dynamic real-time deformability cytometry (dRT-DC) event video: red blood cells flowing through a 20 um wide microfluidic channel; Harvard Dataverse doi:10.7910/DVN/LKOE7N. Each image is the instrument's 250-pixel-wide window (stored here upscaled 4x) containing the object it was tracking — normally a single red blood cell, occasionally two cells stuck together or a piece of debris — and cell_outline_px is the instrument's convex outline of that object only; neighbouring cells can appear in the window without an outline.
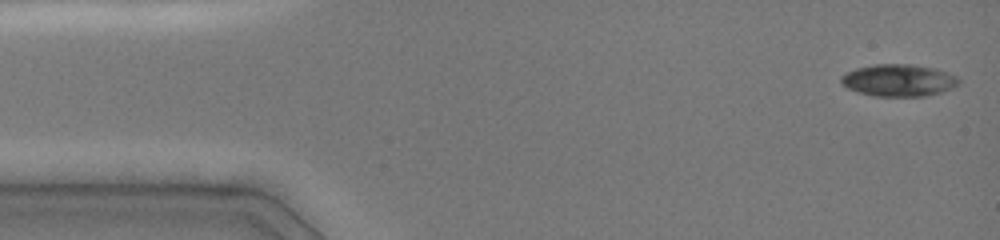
{"species": "common noctule bat (a hibernating species)", "species_latin": "Nyctalus noctula", "temperature_condition": "cold", "stored_images_in_passage": 43, "camera_frame_rate_fps": 3000, "um_per_image_px": 0.085, "animal": {"sex": "female", "body_mass_g": 19.0, "forearm_length_mm": 51.5}, "frame": {"image": 1, "passage_image": 1, "time_ms": 0.0, "image_size_px": [1000, 240], "cell_outline_px": [[960, 84], [952, 88], [940, 92], [924, 96], [872, 96], [848, 88], [840, 84], [840, 76], [856, 68], [876, 64], [912, 64], [936, 68], [948, 72], [956, 76], [960, 80]], "centroid_in_image_um": [76.39, 6.82], "position_along_channel_um": 8.6, "area_um2": 22.08}}
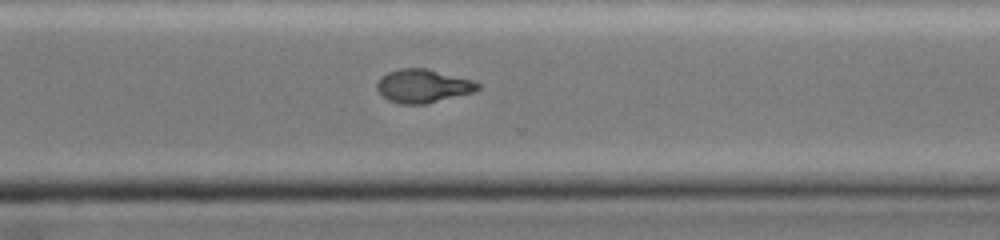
{"frame": {"image": 2, "passage_image": 31, "time_ms": 10.667, "image_size_px": [1000, 240], "cell_outline_px": [[480, 88], [472, 92], [424, 104], [400, 104], [388, 100], [376, 88], [376, 84], [388, 72], [400, 68], [424, 68], [472, 80], [480, 84]], "centroid_in_image_um": [35.94, 7.31], "position_along_channel_um": 334.7, "area_um2": 19.19}}
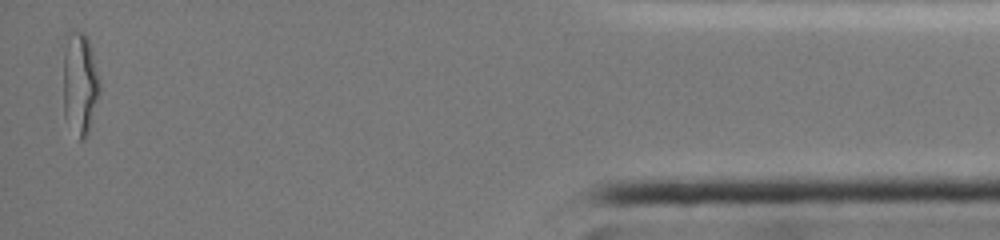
{"frame": {"image": 3, "passage_image": 43, "time_ms": 14.667, "image_size_px": [1000, 240], "cell_outline_px": [[100, 92], [88, 132], [84, 140], [80, 140], [64, 116], [64, 56], [68, 40], [72, 28], [84, 32], [88, 40], [92, 52], [100, 80]], "centroid_in_image_um": [6.81, 7.11], "position_along_channel_um": 428.4, "area_um2": 21.33}, "authors_computed_cell_mechanics": {"area_um2": 21.675, "velocity_mm_per_s": 4.0829, "shape_relaxation_time_tau1_ms": null, "shape_relaxation_time_tau2_ms": 3.4509, "deformation_change_tau1": null, "deformation_change_tau2": 0.0707}}